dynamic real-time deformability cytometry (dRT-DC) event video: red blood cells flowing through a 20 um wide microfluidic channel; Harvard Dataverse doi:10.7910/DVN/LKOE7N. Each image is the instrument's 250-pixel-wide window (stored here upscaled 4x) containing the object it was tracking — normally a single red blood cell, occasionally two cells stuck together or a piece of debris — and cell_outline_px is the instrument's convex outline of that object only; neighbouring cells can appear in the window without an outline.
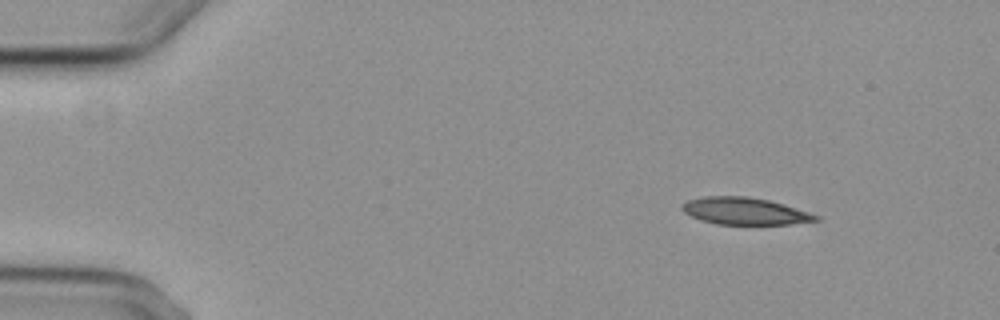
{"species": "common noctule bat (a hibernating species)", "species_latin": "Nyctalus noctula", "temperature_condition": "cold", "stored_images_in_passage": 4, "camera_frame_rate_fps": 3000, "um_per_image_px": 0.085, "animal": {"sex": "female", "body_mass_g": 29.2, "forearm_length_mm": 56.3}, "frame": {"image": 1, "passage_image": 1, "time_ms": 0.0, "image_size_px": [1000, 320], "cell_outline_px": [[820, 220], [788, 224], [716, 224], [700, 220], [684, 212], [680, 208], [688, 200], [704, 196], [744, 196], [768, 200], [784, 204], [820, 216]], "centroid_in_image_um": [63.3, 17.94], "position_along_channel_um": 21.7, "area_um2": 20.92}}
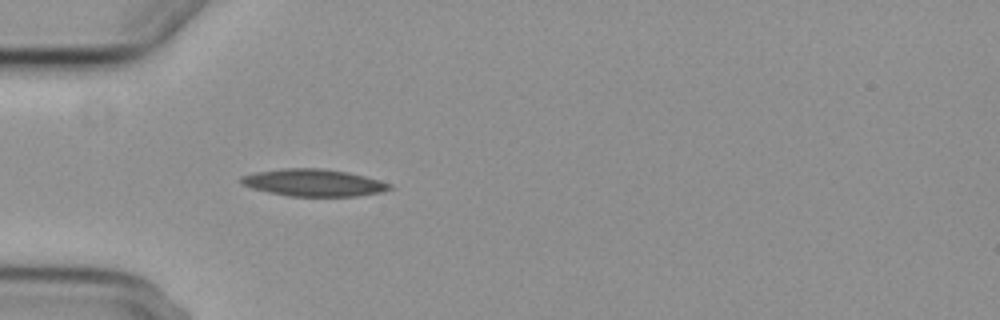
{"frame": {"image": 2, "passage_image": 4, "time_ms": 3.333, "image_size_px": [1000, 320], "cell_outline_px": [[392, 188], [384, 192], [356, 196], [288, 196], [268, 192], [252, 188], [244, 184], [240, 180], [240, 176], [256, 172], [284, 168], [320, 168], [348, 172], [380, 180], [392, 184]], "centroid_in_image_um": [26.69, 15.53], "position_along_channel_um": 58.3, "area_um2": 23.47}}